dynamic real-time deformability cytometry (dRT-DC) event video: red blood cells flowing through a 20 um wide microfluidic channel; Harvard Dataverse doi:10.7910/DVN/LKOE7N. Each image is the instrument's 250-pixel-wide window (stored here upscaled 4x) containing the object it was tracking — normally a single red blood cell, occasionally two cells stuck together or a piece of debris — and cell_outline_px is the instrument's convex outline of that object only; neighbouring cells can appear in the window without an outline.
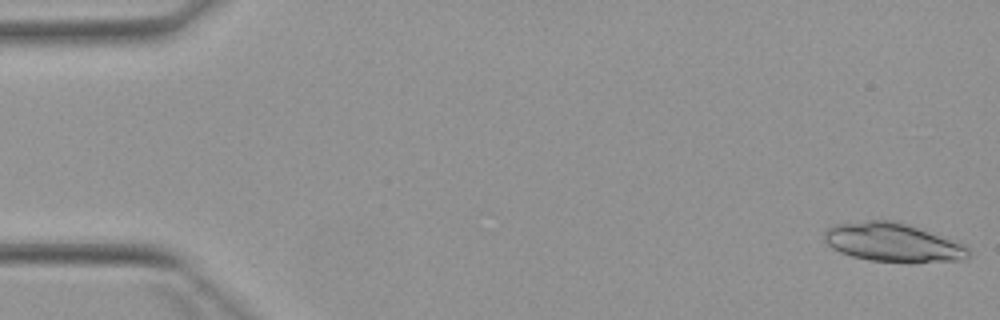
{"species": "Egyptian fruit bat (a non-hibernating species)", "species_latin": "Rousettus aegyptiacus", "temperature_condition": "warm", "stored_images_in_passage": 5, "camera_frame_rate_fps": 3000, "um_per_image_px": 0.085, "animal": {"sex": "female"}, "frame": {"image": 1, "passage_image": 1, "time_ms": 0.0, "image_size_px": [1000, 320], "cell_outline_px": [[968, 256], [964, 260], [868, 260], [852, 256], [840, 252], [832, 248], [824, 240], [824, 232], [828, 228], [836, 224], [868, 220], [892, 220], [908, 224], [960, 240], [968, 248]], "centroid_in_image_um": [75.9, 20.56], "position_along_channel_um": 9.1, "area_um2": 32.08}}